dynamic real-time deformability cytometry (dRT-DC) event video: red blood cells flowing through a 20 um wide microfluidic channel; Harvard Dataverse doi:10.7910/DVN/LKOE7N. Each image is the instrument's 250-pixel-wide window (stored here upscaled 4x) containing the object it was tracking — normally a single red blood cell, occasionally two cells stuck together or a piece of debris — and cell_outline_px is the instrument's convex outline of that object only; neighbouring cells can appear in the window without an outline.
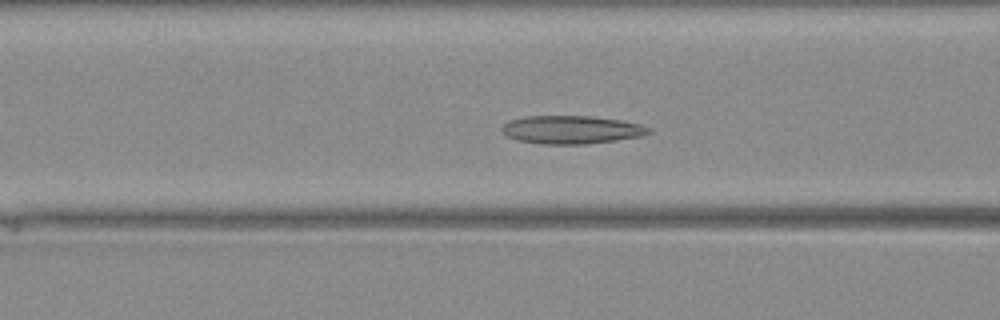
{"species": "Egyptian fruit bat (a non-hibernating species)", "species_latin": "Rousettus aegyptiacus", "temperature_condition": "warm", "stored_images_in_passage": 40, "camera_frame_rate_fps": 3000, "um_per_image_px": 0.085, "animal": {"sex": "female"}, "frame": {"image": 1, "passage_image": 19, "time_ms": 6.0, "image_size_px": [1000, 320], "cell_outline_px": [[652, 132], [644, 136], [588, 144], [540, 144], [516, 140], [508, 136], [500, 128], [508, 120], [524, 116], [592, 116], [620, 120], [640, 124], [652, 128]], "centroid_in_image_um": [48.59, 11.02], "position_along_channel_um": 118.0, "area_um2": 24.33}}
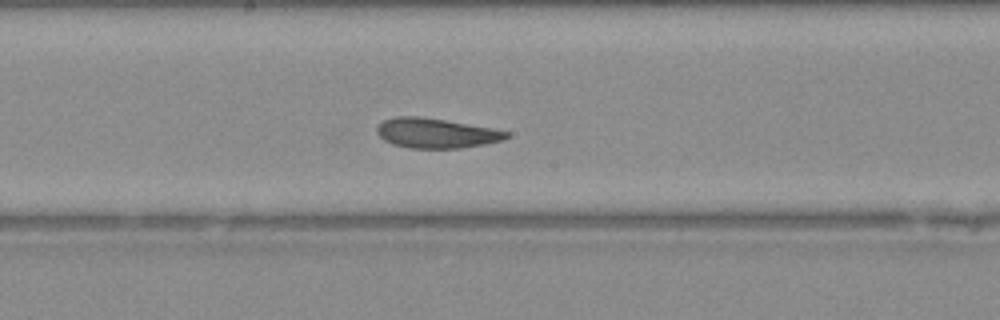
{"frame": {"image": 2, "passage_image": 25, "time_ms": 8.0, "image_size_px": [1000, 320], "cell_outline_px": [[508, 136], [500, 140], [484, 144], [460, 148], [408, 148], [392, 144], [384, 140], [376, 132], [376, 128], [384, 120], [396, 116], [420, 116], [492, 128], [508, 132]], "centroid_in_image_um": [37.01, 11.32], "position_along_channel_um": 211.2, "area_um2": 22.25}}
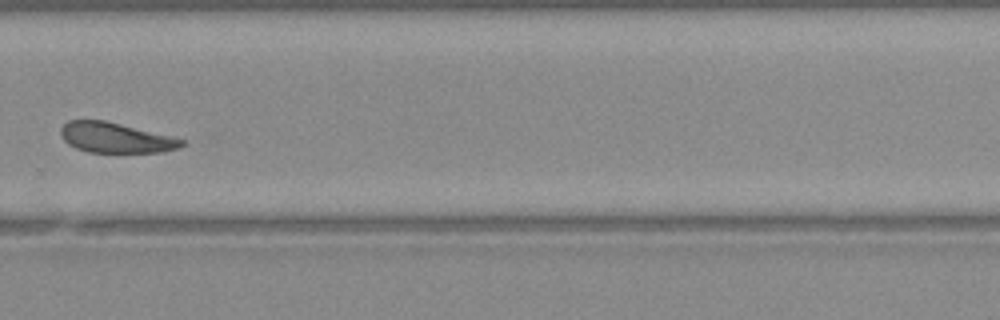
{"frame": {"image": 3, "passage_image": 32, "time_ms": 10.333, "image_size_px": [1000, 320], "cell_outline_px": [[184, 144], [180, 148], [164, 152], [88, 152], [76, 148], [68, 144], [64, 140], [60, 132], [60, 128], [68, 120], [104, 120], [184, 140]], "centroid_in_image_um": [9.79, 11.71], "position_along_channel_um": 320.0, "area_um2": 20.98}}